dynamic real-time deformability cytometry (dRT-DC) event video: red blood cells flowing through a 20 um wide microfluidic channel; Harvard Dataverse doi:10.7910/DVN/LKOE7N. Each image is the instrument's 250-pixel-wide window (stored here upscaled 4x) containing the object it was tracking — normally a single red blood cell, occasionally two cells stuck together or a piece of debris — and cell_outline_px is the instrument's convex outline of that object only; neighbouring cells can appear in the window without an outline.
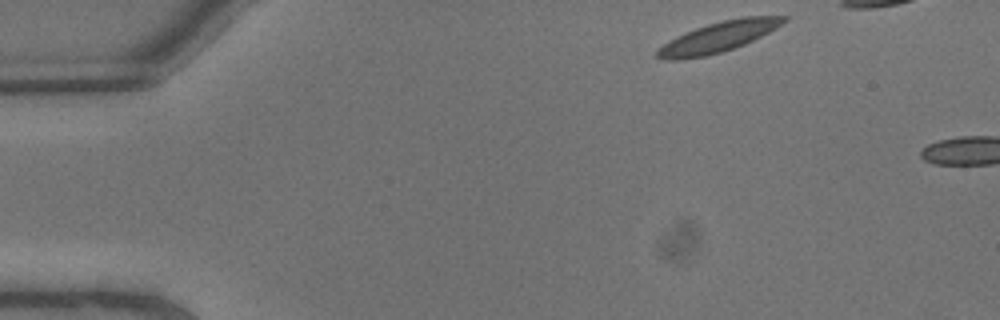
{"species": "common noctule bat (a hibernating species)", "species_latin": "Nyctalus noctula", "temperature_condition": "warm", "stored_images_in_passage": 4, "camera_frame_rate_fps": 3000, "um_per_image_px": 0.085, "animal": {"sex": "male", "body_mass_g": 13.3}, "frame": {"image": 1, "passage_image": 1, "time_ms": 0.0, "image_size_px": [1000, 320], "cell_outline_px": [[788, 20], [776, 28], [744, 44], [720, 52], [704, 56], [676, 60], [664, 60], [656, 56], [656, 52], [664, 44], [676, 36], [696, 28], [708, 24], [740, 16], [788, 16]], "centroid_in_image_um": [61.07, 3.13], "position_along_channel_um": 23.9, "area_um2": 21.96}}